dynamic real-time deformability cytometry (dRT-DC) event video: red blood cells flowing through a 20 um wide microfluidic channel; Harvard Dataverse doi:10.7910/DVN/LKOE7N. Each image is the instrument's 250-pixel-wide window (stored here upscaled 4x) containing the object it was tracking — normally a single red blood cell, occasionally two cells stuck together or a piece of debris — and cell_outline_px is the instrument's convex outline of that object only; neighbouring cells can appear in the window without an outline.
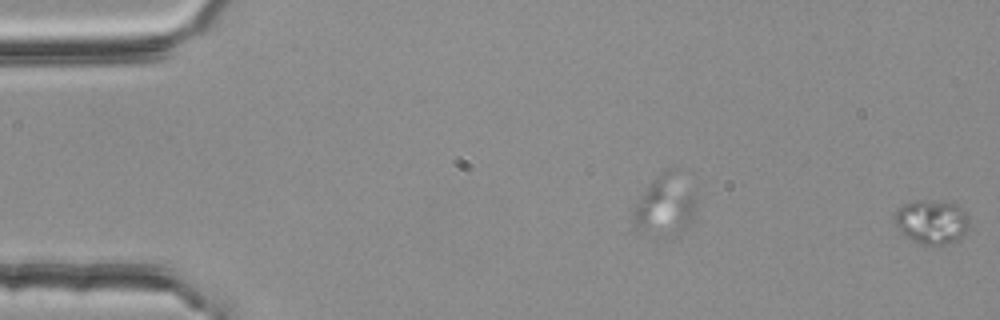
{"species": "common noctule bat (a hibernating species)", "species_latin": "Nyctalus noctula", "temperature_condition": "room temperature", "stored_images_in_passage": 3, "camera_frame_rate_fps": 3000, "um_per_image_px": 0.085, "animal": {"sex": "female", "body_mass_g": 25.1}, "frame": {"image": 1, "passage_image": 3, "time_ms": 0.667, "image_size_px": [1000, 320], "cell_outline_px": [[968, 232], [956, 240], [940, 244], [924, 244], [900, 232], [896, 224], [896, 208], [904, 204], [916, 200], [952, 200], [968, 216]], "centroid_in_image_um": [79.23, 18.8], "position_along_channel_um": 5.8, "area_um2": 19.02}}